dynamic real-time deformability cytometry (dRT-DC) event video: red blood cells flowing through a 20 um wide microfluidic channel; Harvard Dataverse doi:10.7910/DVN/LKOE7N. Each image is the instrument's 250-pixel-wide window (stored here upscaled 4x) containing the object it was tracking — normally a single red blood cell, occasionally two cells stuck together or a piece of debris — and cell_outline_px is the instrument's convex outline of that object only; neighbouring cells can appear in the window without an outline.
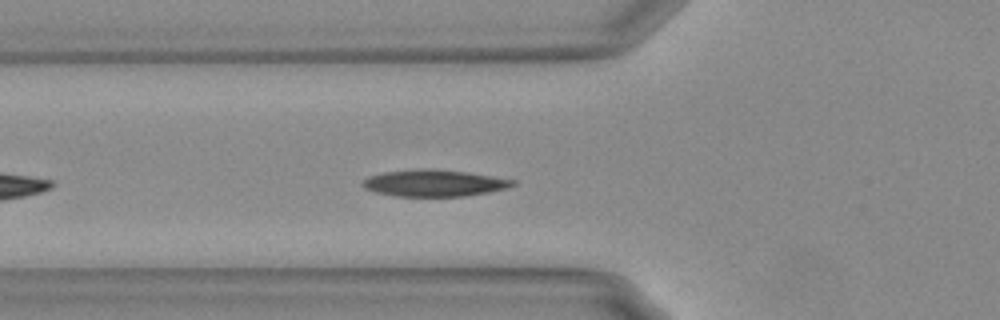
{"species": "Egyptian fruit bat (a non-hibernating species)", "species_latin": "Rousettus aegyptiacus", "temperature_condition": "warm", "stored_images_in_passage": 39, "camera_frame_rate_fps": 3000, "um_per_image_px": 0.085, "animal": {"sex": "female"}, "frame": {"image": 1, "passage_image": 6, "time_ms": 1.667, "image_size_px": [1000, 320], "cell_outline_px": [[516, 184], [508, 188], [488, 192], [464, 196], [396, 196], [376, 192], [364, 188], [360, 184], [368, 176], [384, 172], [420, 168], [428, 168], [468, 172], [516, 180]], "centroid_in_image_um": [36.9, 15.55], "position_along_channel_um": 88.9, "area_um2": 23.41}}
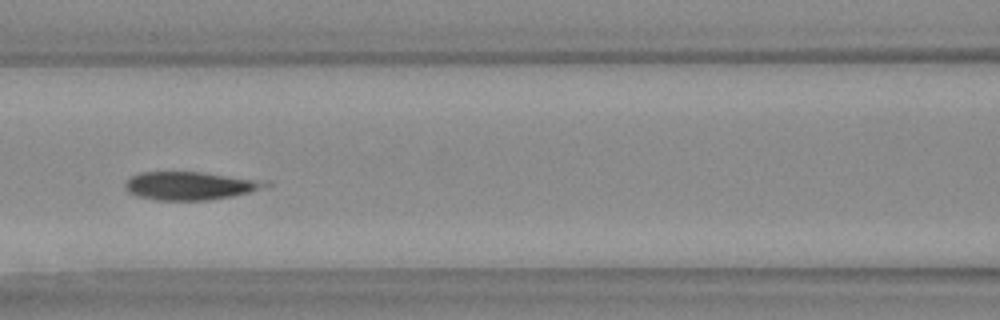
{"frame": {"image": 2, "passage_image": 11, "time_ms": 3.333, "image_size_px": [1000, 320], "cell_outline_px": [[272, 184], [248, 192], [232, 196], [208, 200], [156, 200], [136, 196], [128, 192], [124, 188], [124, 184], [132, 176], [140, 172], [200, 172], [252, 180]], "centroid_in_image_um": [16.0, 15.8], "position_along_channel_um": 150.6, "area_um2": 22.37}}
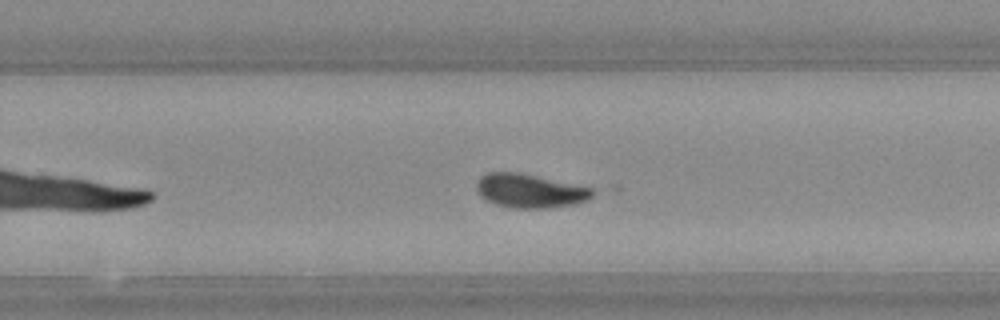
{"frame": {"image": 3, "passage_image": 22, "time_ms": 7.0, "image_size_px": [1000, 320], "cell_outline_px": [[592, 196], [588, 200], [576, 204], [552, 208], [508, 208], [484, 200], [480, 196], [476, 188], [476, 180], [480, 176], [488, 172], [516, 172], [592, 188]], "centroid_in_image_um": [44.98, 16.24], "position_along_channel_um": 284.8, "area_um2": 22.89}, "authors_computed_cell_mechanics": {"area_um2": 22.7732, "velocity_mm_per_s": 3.6925, "shape_relaxation_time_tau1_ms": null, "shape_relaxation_time_tau2_ms": 1.7854, "deformation_change_tau1": null, "deformation_change_tau2": 0.0631}}